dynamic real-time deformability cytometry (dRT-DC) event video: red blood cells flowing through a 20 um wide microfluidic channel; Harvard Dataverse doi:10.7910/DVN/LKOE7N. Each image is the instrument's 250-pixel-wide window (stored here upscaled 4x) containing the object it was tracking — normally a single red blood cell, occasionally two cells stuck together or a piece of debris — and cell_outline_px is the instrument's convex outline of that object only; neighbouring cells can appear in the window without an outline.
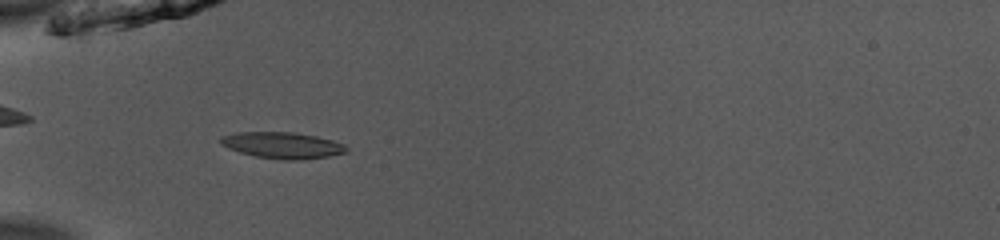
{"species": "common noctule bat (a hibernating species)", "species_latin": "Nyctalus noctula", "temperature_condition": "room temperature", "stored_images_in_passage": 37, "camera_frame_rate_fps": 3000, "um_per_image_px": 0.085, "animal": {"sex": "male", "body_mass_g": 13.0, "forearm_length_mm": 53.1}, "frame": {"image": 1, "passage_image": 3, "time_ms": 0.667, "image_size_px": [1000, 240], "cell_outline_px": [[348, 152], [328, 156], [300, 160], [284, 160], [256, 156], [240, 152], [228, 148], [220, 144], [220, 136], [236, 132], [292, 132], [316, 136], [332, 140], [344, 144], [348, 148]], "centroid_in_image_um": [24.0, 12.34], "position_along_channel_um": 61.0, "area_um2": 19.31}}
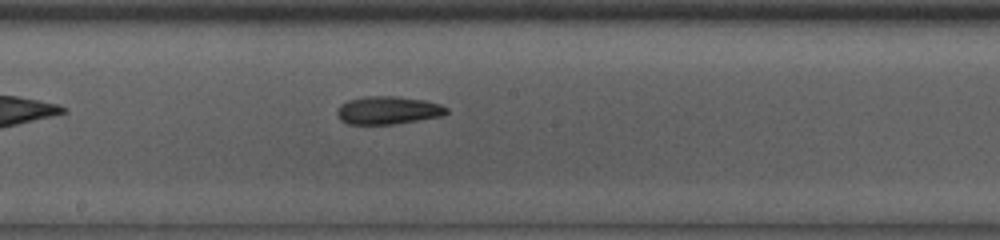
{"frame": {"image": 2, "passage_image": 15, "time_ms": 4.667, "image_size_px": [1000, 240], "cell_outline_px": [[448, 112], [440, 116], [392, 124], [348, 124], [340, 120], [336, 116], [336, 112], [340, 104], [348, 100], [364, 96], [396, 96], [424, 100], [440, 104], [448, 108]], "centroid_in_image_um": [32.93, 9.36], "position_along_channel_um": 215.3, "area_um2": 17.8}}
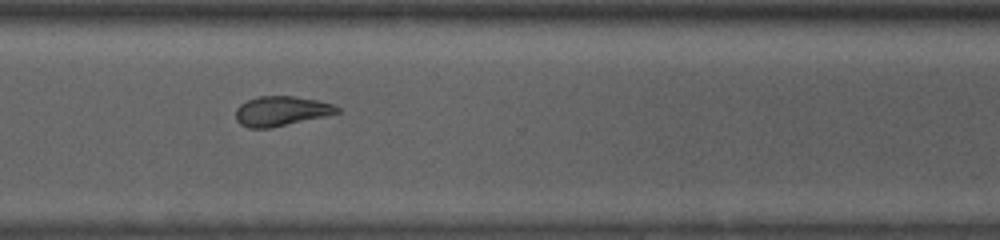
{"frame": {"image": 3, "passage_image": 25, "time_ms": 8.0, "image_size_px": [1000, 240], "cell_outline_px": [[340, 112], [328, 116], [268, 128], [248, 128], [240, 124], [236, 120], [236, 108], [240, 104], [256, 96], [292, 96], [316, 100], [332, 104], [340, 108]], "centroid_in_image_um": [23.9, 9.44], "position_along_channel_um": 346.7, "area_um2": 17.57}, "authors_computed_cell_mechanics": {"area_um2": 18.2648, "velocity_mm_per_s": 3.9521, "shape_relaxation_time_tau1_ms": 4.663, "shape_relaxation_time_tau2_ms": 3.7988, "deformation_change_tau1": 0.139, "deformation_change_tau2": 0.1136}}